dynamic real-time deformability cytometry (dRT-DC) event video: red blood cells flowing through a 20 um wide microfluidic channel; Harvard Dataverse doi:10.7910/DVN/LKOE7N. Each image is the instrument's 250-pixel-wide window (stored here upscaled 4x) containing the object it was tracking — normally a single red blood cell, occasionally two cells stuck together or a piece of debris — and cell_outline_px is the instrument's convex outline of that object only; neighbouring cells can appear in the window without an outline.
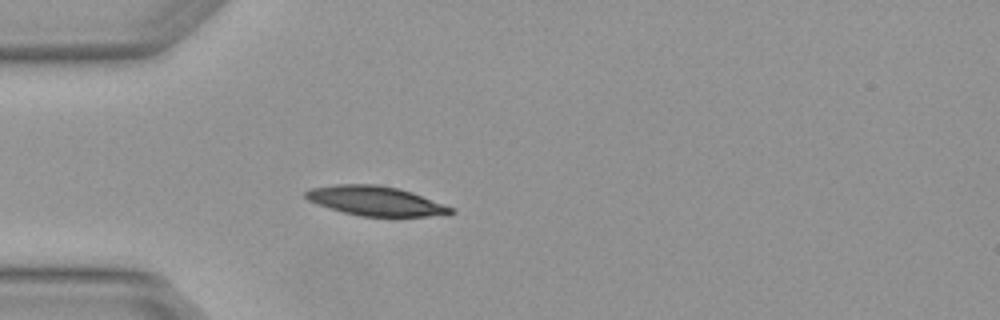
{"species": "Egyptian fruit bat (a non-hibernating species)", "species_latin": "Rousettus aegyptiacus", "temperature_condition": "warm", "stored_images_in_passage": 4, "camera_frame_rate_fps": 3000, "um_per_image_px": 0.085, "animal": {"sex": "female"}, "frame": {"image": 1, "passage_image": 4, "time_ms": 1.0, "image_size_px": [1000, 320], "cell_outline_px": [[456, 212], [428, 216], [360, 216], [344, 212], [316, 204], [308, 200], [304, 196], [304, 192], [308, 188], [336, 184], [376, 184], [400, 188], [412, 192], [456, 208]], "centroid_in_image_um": [31.91, 17.06], "position_along_channel_um": 53.1, "area_um2": 25.03}}